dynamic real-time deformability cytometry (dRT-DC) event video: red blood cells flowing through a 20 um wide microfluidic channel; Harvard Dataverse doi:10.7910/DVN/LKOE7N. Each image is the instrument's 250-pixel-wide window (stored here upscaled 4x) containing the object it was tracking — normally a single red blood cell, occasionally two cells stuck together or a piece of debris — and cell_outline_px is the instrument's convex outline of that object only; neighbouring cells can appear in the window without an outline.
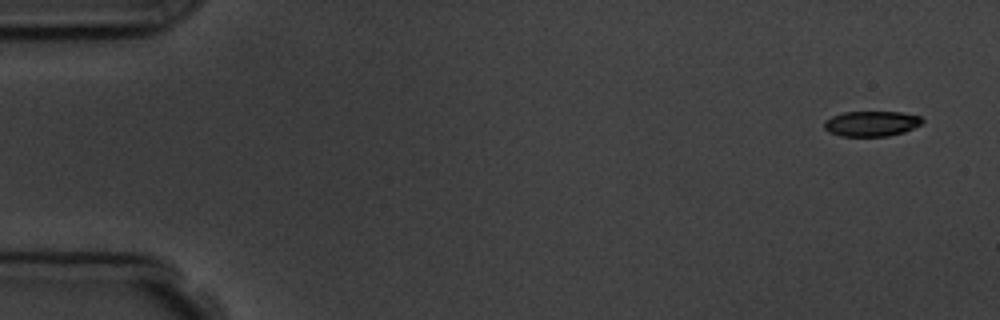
{"species": "common noctule bat (a hibernating species)", "species_latin": "Nyctalus noctula", "temperature_condition": "room temperature", "stored_images_in_passage": 4, "camera_frame_rate_fps": 3000, "um_per_image_px": 0.085, "animal": {"sex": "male", "body_mass_g": 19.5, "forearm_length_mm": 54.6}, "frame": {"image": 1, "passage_image": 1, "time_ms": 0.0, "image_size_px": [1000, 320], "cell_outline_px": [[924, 120], [920, 124], [904, 132], [888, 136], [840, 136], [828, 132], [824, 128], [824, 120], [832, 116], [844, 112], [900, 112], [920, 116]], "centroid_in_image_um": [74.04, 10.51], "position_along_channel_um": 11.0, "area_um2": 14.45}}
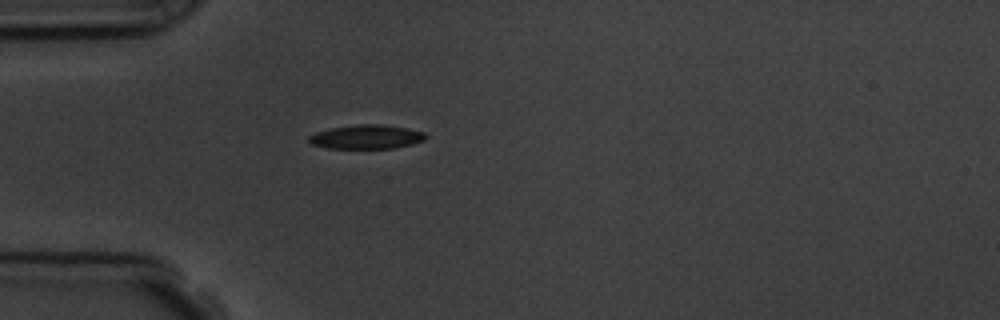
{"frame": {"image": 2, "passage_image": 4, "time_ms": 4.333, "image_size_px": [1000, 320], "cell_outline_px": [[428, 136], [424, 140], [412, 144], [396, 148], [328, 148], [312, 144], [308, 140], [308, 136], [316, 132], [328, 128], [356, 124], [380, 124], [408, 128], [424, 132]], "centroid_in_image_um": [31.16, 11.62], "position_along_channel_um": 53.8, "area_um2": 16.47}}